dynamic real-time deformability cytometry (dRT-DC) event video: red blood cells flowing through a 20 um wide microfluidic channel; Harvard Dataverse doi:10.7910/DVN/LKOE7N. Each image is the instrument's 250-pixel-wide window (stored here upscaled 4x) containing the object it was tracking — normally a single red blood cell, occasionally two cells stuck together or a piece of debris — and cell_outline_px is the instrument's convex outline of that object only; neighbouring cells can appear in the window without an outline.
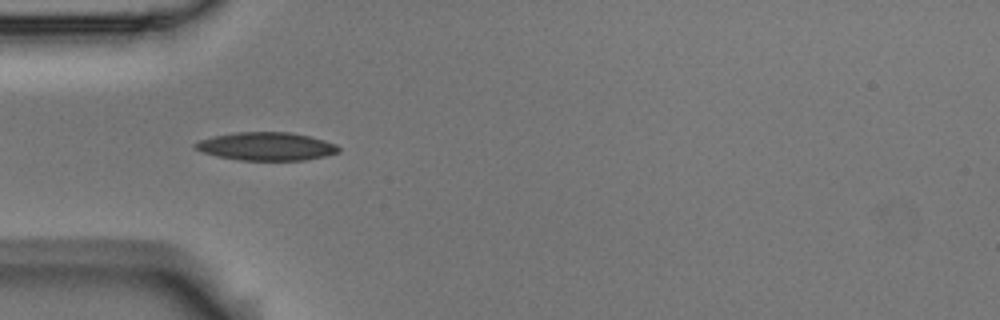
{"species": "Egyptian fruit bat (a non-hibernating species)", "species_latin": "Rousettus aegyptiacus", "temperature_condition": "room temperature", "stored_images_in_passage": 5, "camera_frame_rate_fps": 3000, "um_per_image_px": 0.085, "animal": {"sex": "male"}, "frame": {"image": 1, "passage_image": 4, "time_ms": 1.0, "image_size_px": [1000, 320], "cell_outline_px": [[340, 152], [324, 156], [304, 160], [240, 160], [216, 156], [204, 152], [196, 148], [192, 144], [200, 140], [212, 136], [236, 132], [288, 132], [308, 136], [324, 140], [336, 144], [340, 148]], "centroid_in_image_um": [22.64, 12.44], "position_along_channel_um": 62.4, "area_um2": 23.41}}
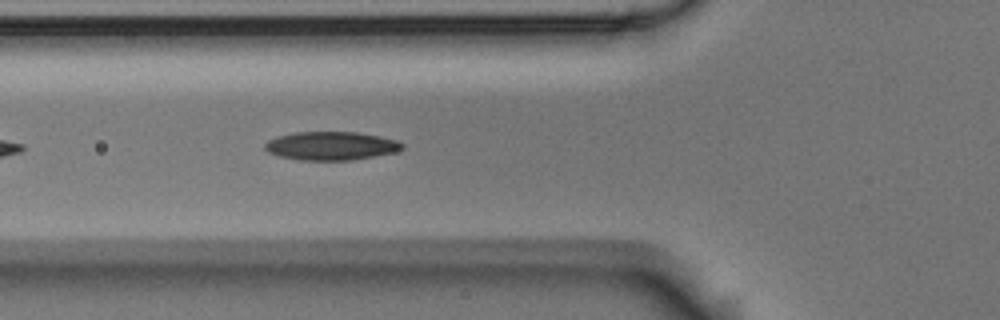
{"frame": {"image": 2, "passage_image": 5, "time_ms": 1.333, "image_size_px": [1000, 320], "cell_outline_px": [[404, 148], [396, 152], [352, 160], [300, 160], [280, 156], [268, 152], [264, 148], [264, 144], [268, 140], [276, 136], [296, 132], [356, 132], [380, 136], [400, 140], [404, 144]], "centroid_in_image_um": [28.17, 12.39], "position_along_channel_um": 97.6, "area_um2": 22.95}}